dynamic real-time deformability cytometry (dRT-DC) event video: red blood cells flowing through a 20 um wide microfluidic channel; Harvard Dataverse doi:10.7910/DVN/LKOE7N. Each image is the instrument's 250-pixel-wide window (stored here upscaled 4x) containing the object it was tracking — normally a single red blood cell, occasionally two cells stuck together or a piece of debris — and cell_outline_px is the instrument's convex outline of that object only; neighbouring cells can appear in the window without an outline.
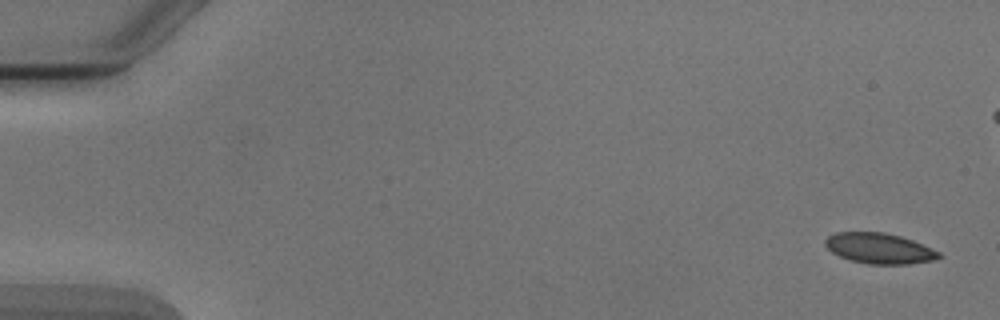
{"species": "Egyptian fruit bat (a non-hibernating species)", "species_latin": "Rousettus aegyptiacus", "temperature_condition": "cold", "stored_images_in_passage": 5, "camera_frame_rate_fps": 3000, "um_per_image_px": 0.085, "animal": {"sex": "male"}, "frame": {"image": 1, "passage_image": 1, "time_ms": 0.0, "image_size_px": [1000, 320], "cell_outline_px": [[944, 256], [936, 260], [908, 264], [868, 264], [852, 260], [840, 256], [832, 252], [824, 244], [824, 240], [828, 236], [836, 232], [884, 232], [900, 236], [912, 240], [940, 252]], "centroid_in_image_um": [74.76, 21.11], "position_along_channel_um": 10.2, "area_um2": 20.23}}